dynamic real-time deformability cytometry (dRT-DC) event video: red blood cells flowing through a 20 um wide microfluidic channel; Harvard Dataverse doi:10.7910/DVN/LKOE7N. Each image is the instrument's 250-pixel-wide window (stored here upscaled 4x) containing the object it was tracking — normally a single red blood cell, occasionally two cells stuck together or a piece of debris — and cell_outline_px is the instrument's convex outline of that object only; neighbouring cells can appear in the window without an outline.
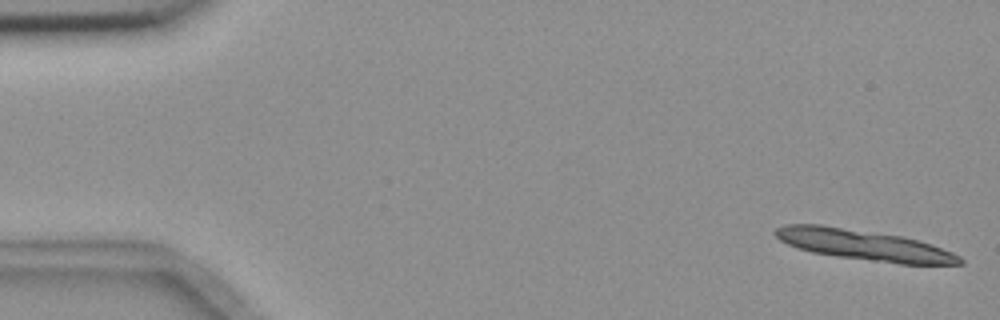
{"species": "common noctule bat (a hibernating species)", "species_latin": "Nyctalus noctula", "temperature_condition": "room temperature", "stored_images_in_passage": 8, "segment_of_instrument_passage": [1, 2], "camera_frame_rate_fps": 3000, "um_per_image_px": 0.085, "animal": {"sex": "female", "body_mass_g": 18.4}, "frame": {"image": 1, "passage_image": 1, "time_ms": 0.0, "image_size_px": [1000, 320], "cell_outline_px": [[964, 264], [900, 264], [836, 256], [812, 252], [788, 244], [780, 240], [772, 232], [776, 228], [784, 224], [820, 224], [904, 236], [932, 244], [952, 252], [960, 256], [964, 260]], "centroid_in_image_um": [73.45, 20.81], "position_along_channel_um": 11.5, "area_um2": 32.89}}